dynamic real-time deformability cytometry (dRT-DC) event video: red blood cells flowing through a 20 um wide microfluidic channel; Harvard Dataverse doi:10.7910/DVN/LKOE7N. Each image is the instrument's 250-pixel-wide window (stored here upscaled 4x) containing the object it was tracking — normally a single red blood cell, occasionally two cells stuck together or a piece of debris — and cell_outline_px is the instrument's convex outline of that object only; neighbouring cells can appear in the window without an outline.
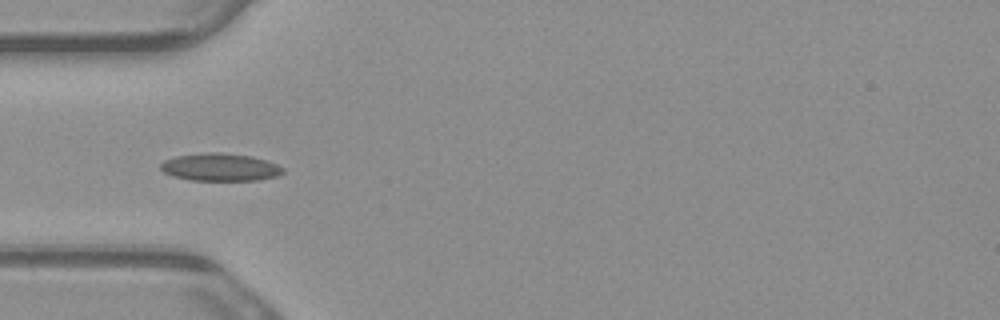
{"species": "common noctule bat (a hibernating species)", "species_latin": "Nyctalus noctula", "temperature_condition": "warm", "stored_images_in_passage": 5, "camera_frame_rate_fps": 3000, "um_per_image_px": 0.085, "animal": {"sex": "male", "body_mass_g": 23.1, "forearm_length_mm": 52.7}, "frame": {"image": 1, "passage_image": 3, "time_ms": 0.667, "image_size_px": [1000, 320], "cell_outline_px": [[284, 172], [276, 176], [260, 180], [192, 180], [172, 176], [164, 172], [160, 168], [160, 164], [164, 160], [176, 156], [212, 152], [220, 152], [252, 156], [268, 160], [284, 168]], "centroid_in_image_um": [18.73, 14.21], "position_along_channel_um": 66.3, "area_um2": 19.71}}
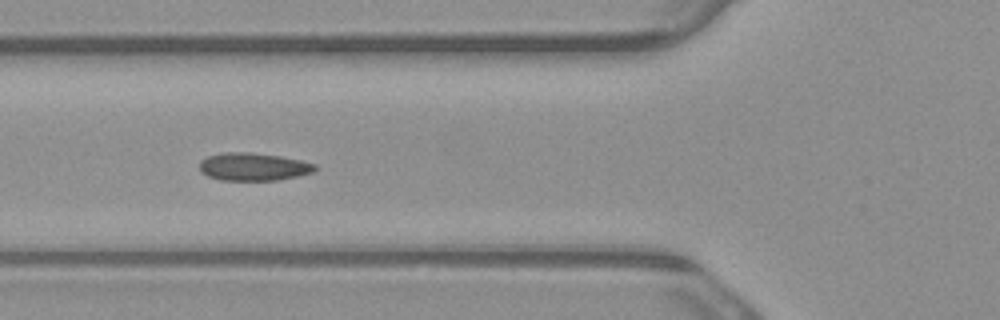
{"frame": {"image": 2, "passage_image": 4, "time_ms": 1.0, "image_size_px": [1000, 320], "cell_outline_px": [[316, 168], [312, 172], [296, 176], [276, 180], [220, 180], [208, 176], [200, 172], [200, 160], [208, 156], [224, 152], [248, 152], [280, 156], [300, 160], [316, 164]], "centroid_in_image_um": [21.5, 14.17], "position_along_channel_um": 104.3, "area_um2": 18.61}}
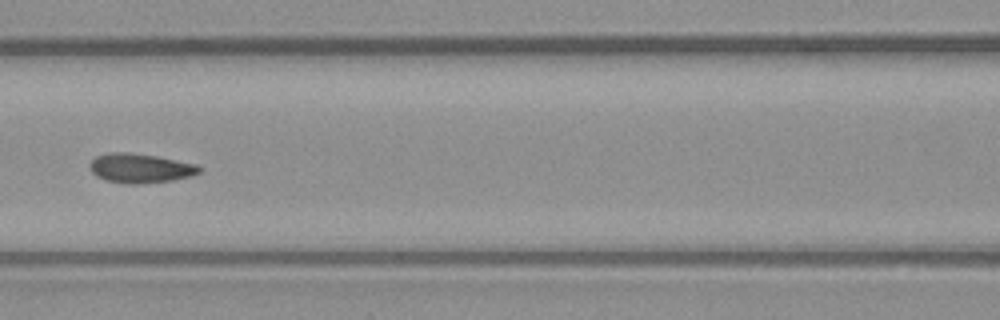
{"frame": {"image": 3, "passage_image": 5, "time_ms": 1.333, "image_size_px": [1000, 320], "cell_outline_px": [[204, 168], [200, 172], [192, 176], [172, 180], [140, 184], [128, 184], [104, 180], [96, 176], [92, 172], [88, 164], [96, 156], [108, 152], [128, 152], [156, 156], [196, 164]], "centroid_in_image_um": [11.92, 14.3], "position_along_channel_um": 154.7, "area_um2": 18.9}}